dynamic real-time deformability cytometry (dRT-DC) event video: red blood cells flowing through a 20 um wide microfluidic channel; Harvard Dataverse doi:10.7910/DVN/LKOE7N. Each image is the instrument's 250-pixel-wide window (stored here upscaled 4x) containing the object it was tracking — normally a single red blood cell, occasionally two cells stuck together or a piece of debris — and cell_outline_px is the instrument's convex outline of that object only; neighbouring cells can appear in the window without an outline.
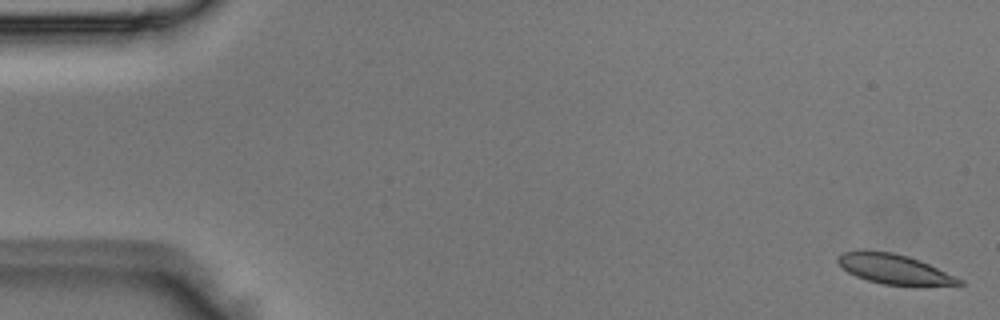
{"species": "Egyptian fruit bat (a non-hibernating species)", "species_latin": "Rousettus aegyptiacus", "temperature_condition": "room temperature", "stored_images_in_passage": 5, "camera_frame_rate_fps": 3000, "um_per_image_px": 0.085, "animal": {"sex": "male"}, "frame": {"image": 1, "passage_image": 1, "time_ms": 0.0, "image_size_px": [1000, 320], "cell_outline_px": [[964, 284], [884, 284], [868, 280], [856, 276], [848, 272], [836, 260], [844, 252], [892, 252], [908, 256], [920, 260], [964, 280]], "centroid_in_image_um": [76.02, 22.87], "position_along_channel_um": 9.0, "area_um2": 20.0}}